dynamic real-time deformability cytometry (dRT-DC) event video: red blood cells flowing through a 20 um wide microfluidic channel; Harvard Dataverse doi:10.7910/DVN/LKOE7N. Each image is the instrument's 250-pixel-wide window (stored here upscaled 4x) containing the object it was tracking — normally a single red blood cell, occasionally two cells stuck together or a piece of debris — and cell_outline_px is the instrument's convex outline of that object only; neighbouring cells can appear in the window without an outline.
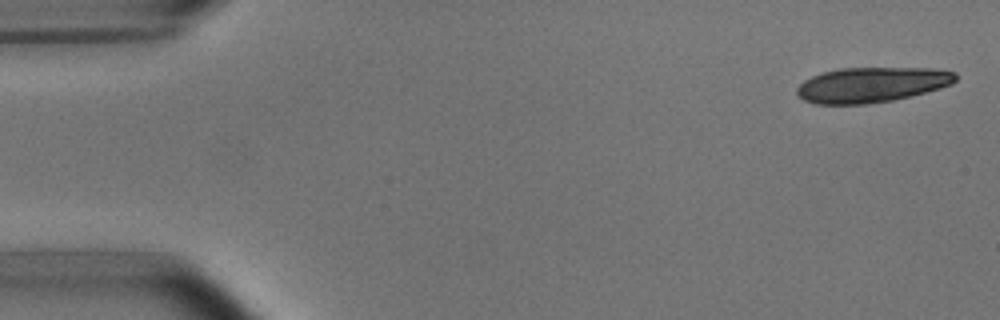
{"species": "common noctule bat (a hibernating species)", "species_latin": "Nyctalus noctula", "temperature_condition": "room temperature", "stored_images_in_passage": 3, "camera_frame_rate_fps": 3000, "um_per_image_px": 0.085, "animal": {"sex": "male", "body_mass_g": 15.6}, "frame": {"image": 1, "passage_image": 1, "time_ms": 0.0, "image_size_px": [1000, 320], "cell_outline_px": [[956, 80], [952, 84], [940, 88], [892, 100], [868, 104], [816, 104], [804, 100], [796, 92], [796, 88], [804, 80], [812, 76], [824, 72], [840, 68], [932, 68], [956, 72]], "centroid_in_image_um": [74.08, 7.2], "position_along_channel_um": 10.9, "area_um2": 32.37}}